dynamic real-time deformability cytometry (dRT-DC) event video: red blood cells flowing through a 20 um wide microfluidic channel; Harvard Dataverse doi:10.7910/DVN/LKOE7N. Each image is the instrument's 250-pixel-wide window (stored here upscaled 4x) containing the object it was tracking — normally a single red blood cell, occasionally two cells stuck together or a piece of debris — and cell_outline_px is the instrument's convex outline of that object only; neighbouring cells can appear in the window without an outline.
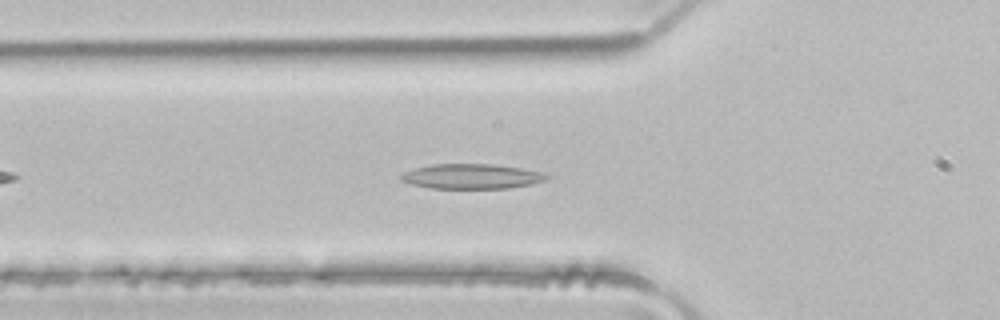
{"species": "common noctule bat (a hibernating species)", "species_latin": "Nyctalus noctula", "temperature_condition": "room temperature", "stored_images_in_passage": 40, "camera_frame_rate_fps": 3000, "um_per_image_px": 0.085, "animal": {"sex": "male", "body_mass_g": 21.5, "forearm_length_mm": 52.0}, "frame": {"image": 1, "passage_image": 7, "time_ms": 2.0, "image_size_px": [1000, 320], "cell_outline_px": [[548, 180], [532, 184], [508, 188], [428, 188], [412, 184], [400, 180], [400, 176], [404, 172], [416, 168], [432, 164], [496, 164], [520, 168], [540, 172], [548, 176]], "centroid_in_image_um": [40.08, 14.99], "position_along_channel_um": 85.7, "area_um2": 21.04}}
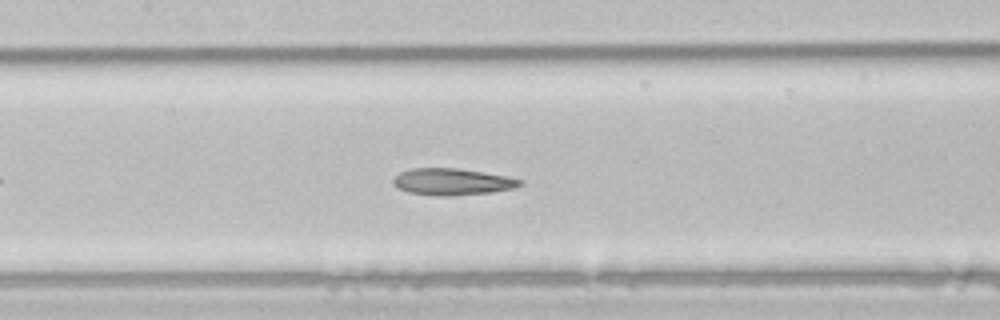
{"frame": {"image": 2, "passage_image": 13, "time_ms": 4.0, "image_size_px": [1000, 320], "cell_outline_px": [[524, 184], [512, 188], [492, 192], [448, 196], [440, 196], [408, 192], [396, 188], [392, 184], [392, 180], [400, 172], [412, 168], [456, 168], [484, 172], [508, 176], [524, 180]], "centroid_in_image_um": [38.44, 15.44], "position_along_channel_um": 169.0, "area_um2": 19.83}}
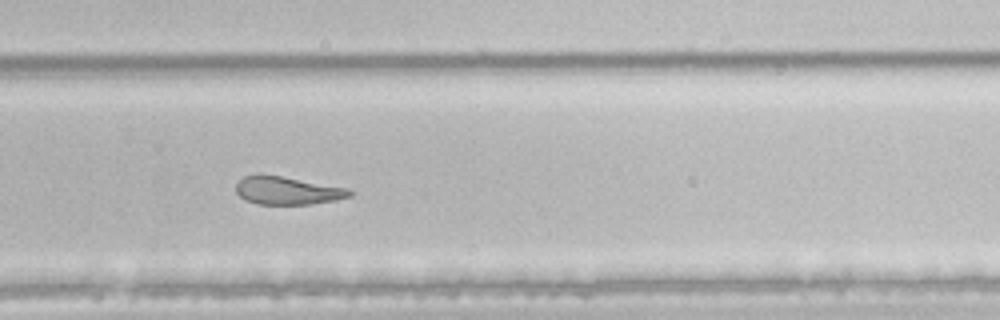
{"frame": {"image": 3, "passage_image": 23, "time_ms": 7.333, "image_size_px": [1000, 320], "cell_outline_px": [[352, 196], [336, 200], [312, 204], [256, 204], [244, 200], [236, 192], [236, 184], [244, 176], [260, 172], [348, 188], [352, 192]], "centroid_in_image_um": [24.39, 16.18], "position_along_channel_um": 305.4, "area_um2": 18.84}, "authors_computed_cell_mechanics": {"area_um2": 20.9236, "velocity_mm_per_s": 4.1208, "shape_relaxation_time_tau1_ms": null, "shape_relaxation_time_tau2_ms": 2.2239, "deformation_change_tau1": null, "deformation_change_tau2": 0.1103}}